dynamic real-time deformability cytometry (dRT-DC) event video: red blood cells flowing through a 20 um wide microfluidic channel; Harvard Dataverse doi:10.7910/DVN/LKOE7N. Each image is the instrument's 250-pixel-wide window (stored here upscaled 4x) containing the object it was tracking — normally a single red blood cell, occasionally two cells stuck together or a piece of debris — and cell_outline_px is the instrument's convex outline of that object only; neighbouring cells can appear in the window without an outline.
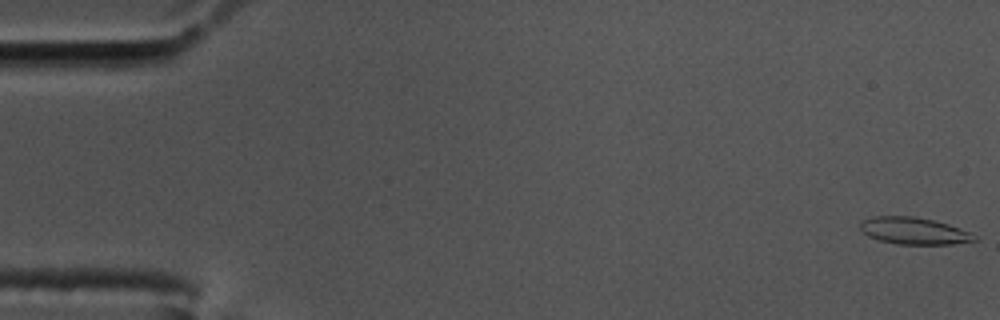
{"species": "common noctule bat (a hibernating species)", "species_latin": "Nyctalus noctula", "temperature_condition": "cold", "stored_images_in_passage": 17, "camera_frame_rate_fps": 3000, "um_per_image_px": 0.085, "animal": {"sex": "male", "body_mass_g": 17.5, "forearm_length_mm": 52.3}, "frame": {"image": 1, "passage_image": 1, "time_ms": 0.0, "image_size_px": [1000, 320], "cell_outline_px": [[976, 240], [952, 244], [896, 244], [880, 240], [868, 236], [860, 228], [860, 220], [872, 216], [916, 216], [936, 220], [948, 224], [968, 232], [976, 236]], "centroid_in_image_um": [77.64, 19.61], "position_along_channel_um": 7.4, "area_um2": 17.92}}